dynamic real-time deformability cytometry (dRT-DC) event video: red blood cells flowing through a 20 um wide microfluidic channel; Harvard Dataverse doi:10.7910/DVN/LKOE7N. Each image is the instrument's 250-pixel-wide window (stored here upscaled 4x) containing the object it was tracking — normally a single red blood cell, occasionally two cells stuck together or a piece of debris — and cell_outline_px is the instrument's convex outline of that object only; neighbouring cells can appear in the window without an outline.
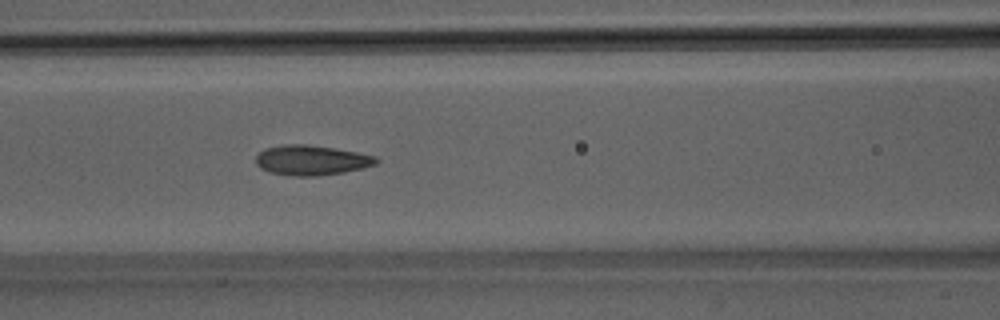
{"species": "Egyptian fruit bat (a non-hibernating species)", "species_latin": "Rousettus aegyptiacus", "temperature_condition": "room temperature", "stored_images_in_passage": 50, "camera_frame_rate_fps": 3000, "um_per_image_px": 0.085, "animal": {"sex": "male"}, "frame": {"image": 1, "passage_image": 22, "time_ms": 7.0, "image_size_px": [1000, 320], "cell_outline_px": [[380, 160], [376, 164], [364, 168], [344, 172], [316, 176], [296, 176], [268, 172], [260, 168], [256, 164], [256, 156], [264, 148], [284, 144], [308, 144], [356, 152], [376, 156]], "centroid_in_image_um": [26.46, 13.62], "position_along_channel_um": 140.1, "area_um2": 21.1}}
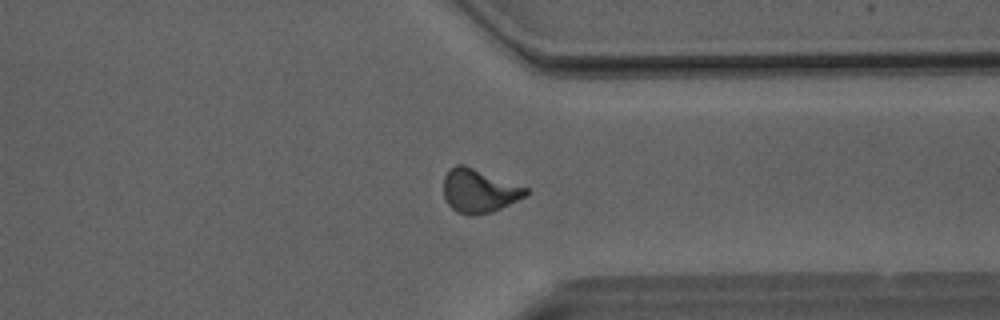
{"frame": {"image": 2, "passage_image": 39, "time_ms": 12.667, "image_size_px": [1000, 320], "cell_outline_px": [[528, 192], [524, 196], [492, 212], [472, 216], [468, 216], [456, 212], [448, 204], [444, 196], [444, 176], [448, 168], [456, 164], [464, 164], [528, 188]], "centroid_in_image_um": [40.67, 16.21], "position_along_channel_um": 370.7, "area_um2": 20.87}}
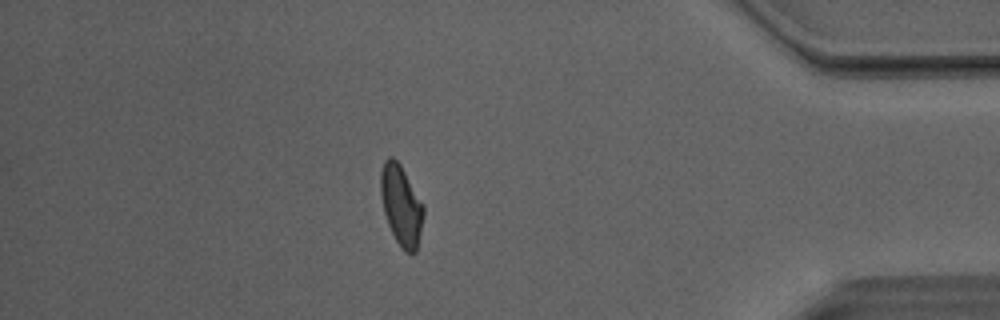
{"frame": {"image": 3, "passage_image": 44, "time_ms": 14.333, "image_size_px": [1000, 320], "cell_outline_px": [[424, 216], [416, 252], [404, 252], [400, 248], [388, 224], [384, 212], [380, 196], [380, 172], [384, 160], [388, 156], [392, 156], [400, 164], [424, 204]], "centroid_in_image_um": [34.1, 17.43], "position_along_channel_um": 401.1, "area_um2": 20.23}, "authors_computed_cell_mechanics": {"area_um2": 20.5768, "velocity_mm_per_s": 4.0919, "shape_relaxation_time_tau1_ms": 4.9679, "shape_relaxation_time_tau2_ms": 1.5228, "deformation_change_tau1": 0.1517, "deformation_change_tau2": 0.0797}}